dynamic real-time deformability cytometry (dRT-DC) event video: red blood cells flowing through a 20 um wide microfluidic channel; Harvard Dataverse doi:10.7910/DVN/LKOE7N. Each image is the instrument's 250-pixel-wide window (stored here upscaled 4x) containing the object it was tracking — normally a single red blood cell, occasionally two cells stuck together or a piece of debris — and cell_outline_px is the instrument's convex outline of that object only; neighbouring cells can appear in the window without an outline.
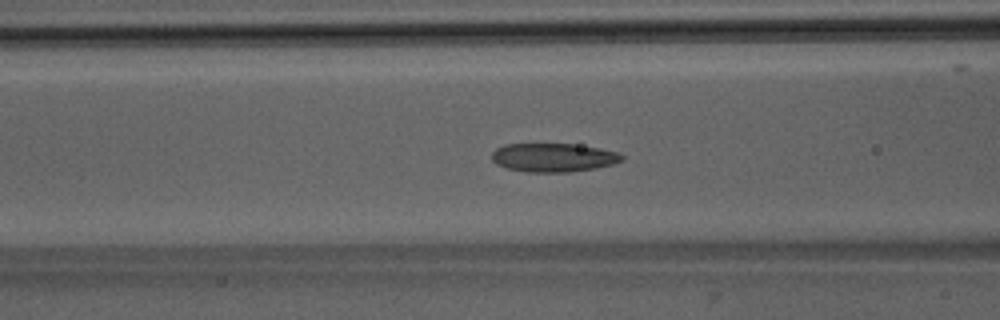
{"species": "Egyptian fruit bat (a non-hibernating species)", "species_latin": "Rousettus aegyptiacus", "temperature_condition": "room temperature", "stored_images_in_passage": 46, "camera_frame_rate_fps": 3000, "um_per_image_px": 0.085, "animal": {"sex": "male"}, "frame": {"image": 1, "passage_image": 20, "time_ms": 6.333, "image_size_px": [1000, 320], "cell_outline_px": [[624, 160], [612, 164], [596, 168], [568, 172], [528, 172], [508, 168], [496, 164], [492, 160], [492, 152], [496, 148], [504, 144], [572, 144], [600, 148], [620, 152], [624, 156]], "centroid_in_image_um": [47.06, 13.38], "position_along_channel_um": 119.5, "area_um2": 21.79}}
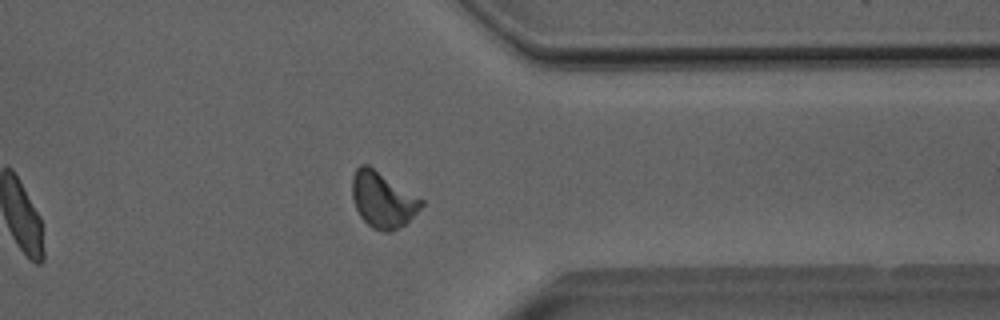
{"frame": {"image": 2, "passage_image": 40, "time_ms": 13.0, "image_size_px": [1000, 320], "cell_outline_px": [[424, 204], [404, 224], [392, 232], [384, 232], [372, 228], [360, 216], [356, 208], [352, 196], [352, 176], [356, 168], [360, 164], [368, 164], [424, 200]], "centroid_in_image_um": [32.51, 16.96], "position_along_channel_um": 378.9, "area_um2": 22.37}}
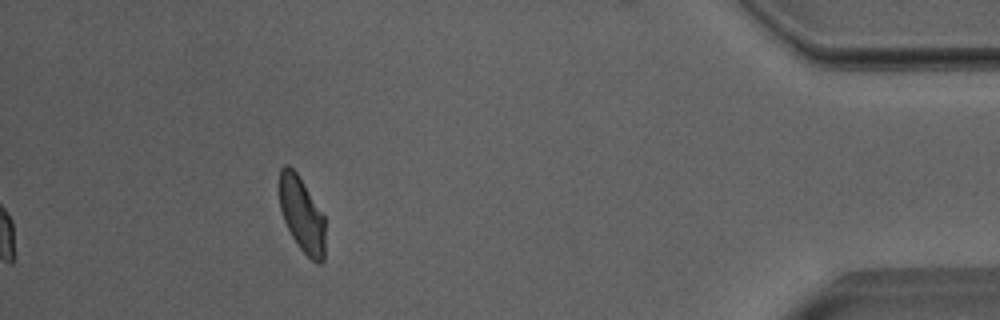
{"frame": {"image": 3, "passage_image": 46, "time_ms": 15.0, "image_size_px": [1000, 320], "cell_outline_px": [[324, 260], [320, 264], [316, 264], [300, 248], [292, 236], [284, 220], [280, 208], [280, 168], [284, 164], [288, 164], [296, 172], [324, 216]], "centroid_in_image_um": [25.65, 18.25], "position_along_channel_um": 409.5, "area_um2": 19.65}, "authors_computed_cell_mechanics": {"area_um2": 22.0218, "velocity_mm_per_s": 3.9802, "shape_relaxation_time_tau1_ms": 8.8741, "shape_relaxation_time_tau2_ms": 2.4547, "deformation_change_tau1": 0.1689, "deformation_change_tau2": 0.0932}}